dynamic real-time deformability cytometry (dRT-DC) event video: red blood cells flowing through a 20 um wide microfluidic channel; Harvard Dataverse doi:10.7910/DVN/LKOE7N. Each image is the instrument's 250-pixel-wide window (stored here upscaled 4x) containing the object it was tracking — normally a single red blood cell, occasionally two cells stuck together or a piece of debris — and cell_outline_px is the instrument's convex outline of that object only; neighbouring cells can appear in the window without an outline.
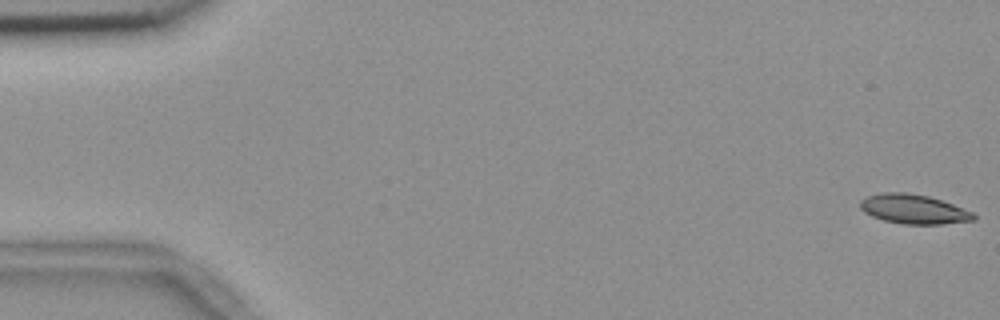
{"species": "common noctule bat (a hibernating species)", "species_latin": "Nyctalus noctula", "temperature_condition": "room temperature", "stored_images_in_passage": 16, "camera_frame_rate_fps": 3000, "um_per_image_px": 0.085, "animal": {"sex": "female", "body_mass_g": 18.4}, "frame": {"image": 1, "passage_image": 1, "time_ms": 0.0, "image_size_px": [1000, 320], "cell_outline_px": [[976, 220], [940, 224], [904, 224], [884, 220], [872, 216], [864, 212], [860, 208], [860, 200], [868, 196], [884, 192], [904, 192], [928, 196], [952, 204], [972, 212], [976, 216]], "centroid_in_image_um": [77.64, 17.78], "position_along_channel_um": 7.4, "area_um2": 19.25}}
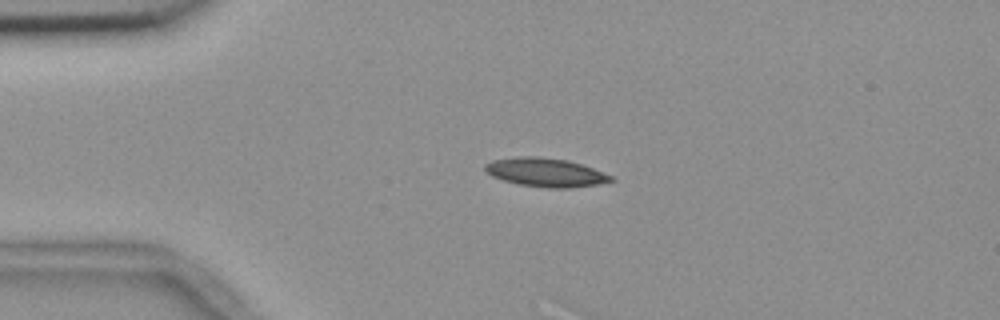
{"frame": {"image": 2, "passage_image": 13, "time_ms": 4.0, "image_size_px": [1000, 320], "cell_outline_px": [[616, 180], [600, 184], [568, 188], [548, 188], [520, 184], [504, 180], [492, 176], [484, 168], [484, 164], [492, 160], [516, 156], [540, 156], [564, 160], [580, 164], [592, 168], [612, 176]], "centroid_in_image_um": [46.37, 14.65], "position_along_channel_um": 38.6, "area_um2": 20.92}}